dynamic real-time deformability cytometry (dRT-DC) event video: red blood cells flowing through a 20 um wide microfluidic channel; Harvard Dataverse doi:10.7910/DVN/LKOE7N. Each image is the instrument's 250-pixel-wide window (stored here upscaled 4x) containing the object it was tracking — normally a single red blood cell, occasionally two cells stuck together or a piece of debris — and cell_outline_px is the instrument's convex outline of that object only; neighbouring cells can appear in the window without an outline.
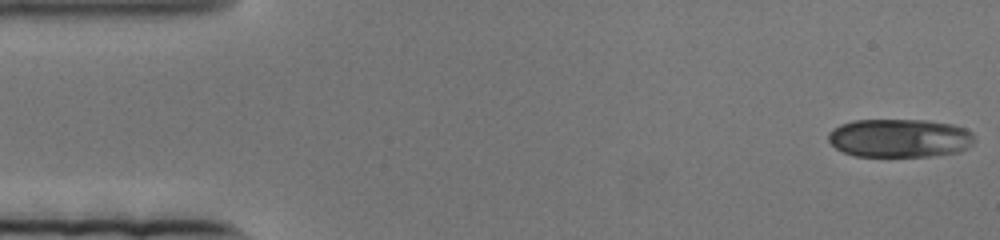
{"species": "human", "species_latin": "Homo sapiens", "temperature_condition": "cold", "stored_images_in_passage": 82, "camera_frame_rate_fps": 3000, "um_per_image_px": 0.085, "donor": {"sex": "female"}, "frame": {"image": 1, "passage_image": 1, "time_ms": 0.0, "image_size_px": [1000, 240], "cell_outline_px": [[976, 140], [968, 148], [960, 152], [936, 156], [856, 156], [844, 152], [836, 148], [828, 140], [828, 132], [832, 128], [840, 124], [852, 120], [928, 120], [952, 124], [964, 128], [972, 132], [976, 136]], "centroid_in_image_um": [76.5, 11.73], "position_along_channel_um": 8.5, "area_um2": 33.23}}
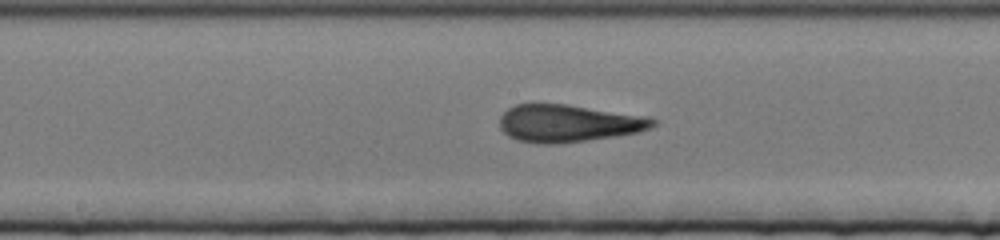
{"frame": {"image": 2, "passage_image": 40, "time_ms": 13.0, "image_size_px": [1000, 240], "cell_outline_px": [[656, 124], [652, 128], [640, 132], [616, 136], [560, 144], [536, 144], [516, 140], [508, 136], [500, 128], [500, 116], [508, 108], [516, 104], [568, 104], [652, 116], [656, 120]], "centroid_in_image_um": [48.36, 10.48], "position_along_channel_um": 199.8, "area_um2": 34.04}}
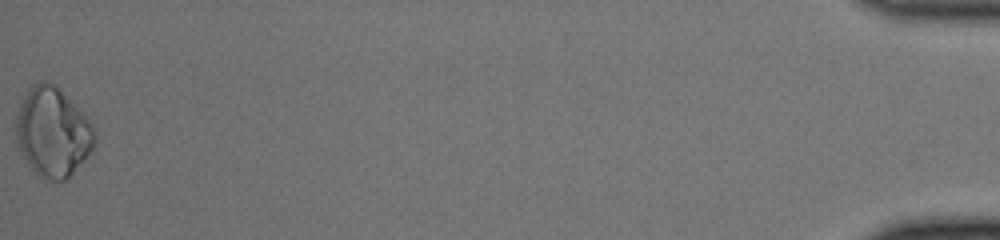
{"frame": {"image": 3, "passage_image": 82, "time_ms": 27.0, "image_size_px": [1000, 240], "cell_outline_px": [[96, 140], [92, 148], [84, 160], [68, 180], [44, 180], [28, 164], [16, 140], [16, 116], [20, 104], [24, 96], [40, 80], [48, 80], [84, 112], [92, 124], [96, 132]], "centroid_in_image_um": [4.51, 11.25], "position_along_channel_um": 430.7, "area_um2": 40.63}}